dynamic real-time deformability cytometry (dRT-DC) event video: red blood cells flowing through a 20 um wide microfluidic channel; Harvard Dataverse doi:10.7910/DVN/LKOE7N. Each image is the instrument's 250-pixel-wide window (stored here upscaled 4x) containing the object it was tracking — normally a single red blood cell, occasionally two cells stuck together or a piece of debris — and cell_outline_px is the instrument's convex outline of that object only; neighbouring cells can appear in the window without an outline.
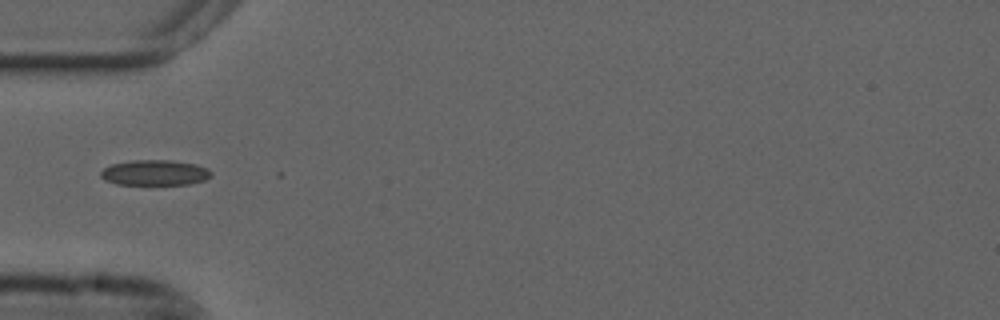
{"species": "common noctule bat (a hibernating species)", "species_latin": "Nyctalus noctula", "temperature_condition": "cold", "stored_images_in_passage": 6, "camera_frame_rate_fps": 3000, "um_per_image_px": 0.085, "animal": {"sex": "male", "forearm_length_mm": 52.5}, "frame": {"image": 1, "passage_image": 1, "time_ms": 0.0, "image_size_px": [1000, 320], "cell_outline_px": [[212, 176], [204, 180], [188, 184], [116, 184], [104, 180], [100, 176], [100, 172], [104, 168], [112, 164], [132, 160], [172, 160], [196, 164], [208, 168], [212, 172]], "centroid_in_image_um": [13.17, 14.67], "position_along_channel_um": 71.8, "area_um2": 16.42}}
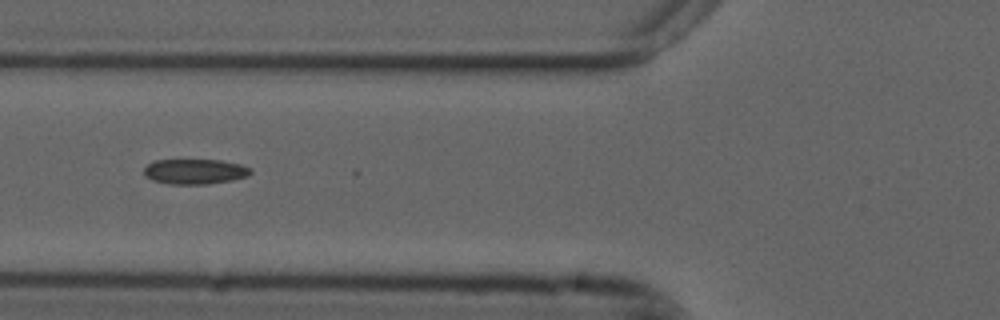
{"frame": {"image": 2, "passage_image": 4, "time_ms": 1.0, "image_size_px": [1000, 320], "cell_outline_px": [[252, 172], [248, 176], [232, 180], [208, 184], [168, 184], [152, 180], [144, 172], [144, 168], [148, 164], [156, 160], [220, 160], [240, 164], [252, 168]], "centroid_in_image_um": [16.6, 14.58], "position_along_channel_um": 109.2, "area_um2": 15.61}}